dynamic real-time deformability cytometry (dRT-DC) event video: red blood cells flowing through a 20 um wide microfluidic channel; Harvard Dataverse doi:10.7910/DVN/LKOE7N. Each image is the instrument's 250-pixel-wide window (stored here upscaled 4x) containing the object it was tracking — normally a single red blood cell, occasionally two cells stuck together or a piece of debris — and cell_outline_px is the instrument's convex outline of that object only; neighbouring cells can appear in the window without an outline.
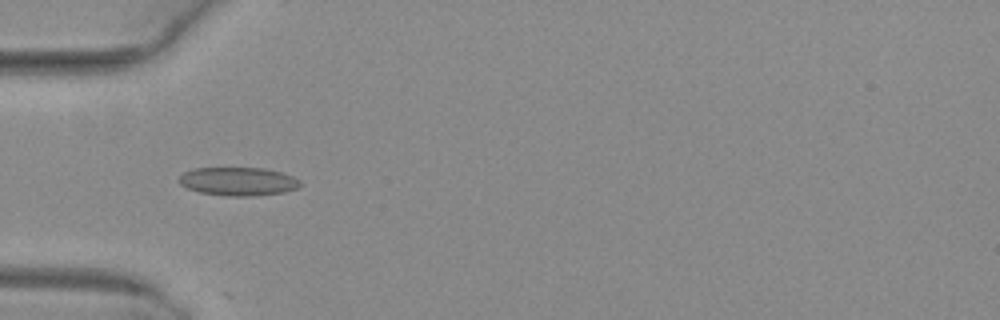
{"species": "common noctule bat (a hibernating species)", "species_latin": "Nyctalus noctula", "temperature_condition": "warm", "stored_images_in_passage": 48, "camera_frame_rate_fps": 3000, "um_per_image_px": 0.085, "animal": {"sex": "female", "body_mass_g": 29.2, "forearm_length_mm": 56.3}, "frame": {"image": 1, "passage_image": 14, "time_ms": 4.333, "image_size_px": [1000, 320], "cell_outline_px": [[300, 184], [296, 188], [284, 192], [252, 196], [224, 196], [200, 192], [188, 188], [180, 184], [176, 180], [184, 172], [192, 168], [264, 168], [280, 172], [292, 176], [300, 180]], "centroid_in_image_um": [20.2, 15.42], "position_along_channel_um": 64.8, "area_um2": 20.06}}
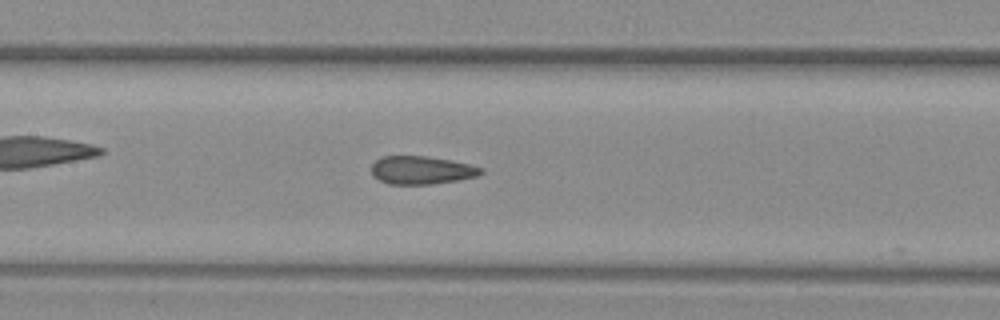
{"frame": {"image": 2, "passage_image": 22, "time_ms": 7.0, "image_size_px": [1000, 320], "cell_outline_px": [[484, 172], [476, 176], [456, 180], [432, 184], [388, 184], [380, 180], [372, 172], [372, 164], [376, 160], [384, 156], [424, 156], [448, 160], [468, 164], [484, 168]], "centroid_in_image_um": [35.83, 14.46], "position_along_channel_um": 171.6, "area_um2": 17.63}}
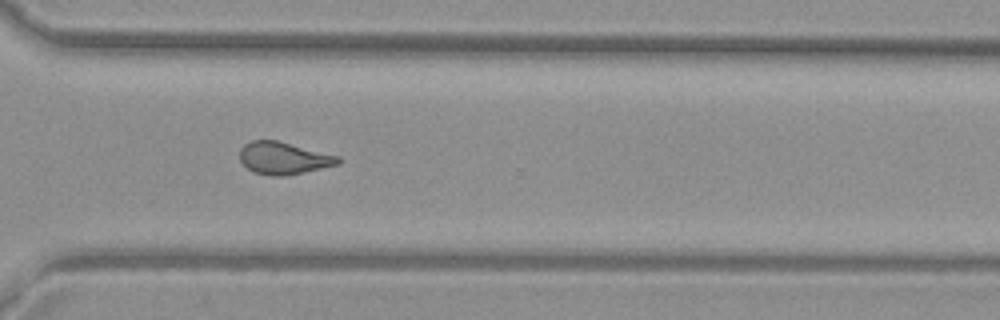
{"frame": {"image": 3, "passage_image": 35, "time_ms": 11.333, "image_size_px": [1000, 320], "cell_outline_px": [[340, 164], [304, 172], [284, 176], [272, 176], [252, 172], [240, 160], [240, 148], [244, 144], [252, 140], [276, 140], [340, 156]], "centroid_in_image_um": [24.1, 13.44], "position_along_channel_um": 346.5, "area_um2": 18.5}, "authors_computed_cell_mechanics": {"area_um2": 19.1318, "velocity_mm_per_s": 4.0485, "shape_relaxation_time_tau1_ms": null, "shape_relaxation_time_tau2_ms": 1.6306, "deformation_change_tau1": null, "deformation_change_tau2": 0.0912}}